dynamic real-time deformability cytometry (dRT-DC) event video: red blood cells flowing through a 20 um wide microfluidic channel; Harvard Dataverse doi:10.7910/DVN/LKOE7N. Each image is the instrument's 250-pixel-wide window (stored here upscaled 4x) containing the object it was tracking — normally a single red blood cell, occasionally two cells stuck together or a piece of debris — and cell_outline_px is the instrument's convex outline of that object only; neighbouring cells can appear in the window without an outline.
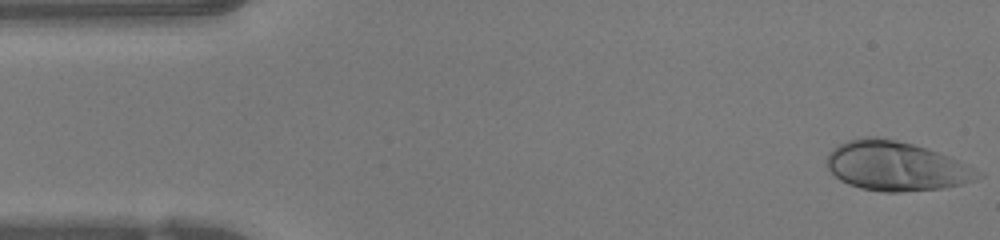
{"species": "human", "species_latin": "Homo sapiens", "temperature_condition": "warm", "stored_images_in_passage": 47, "camera_frame_rate_fps": 3000, "um_per_image_px": 0.085, "donor": {"sex": "female"}, "frame": {"image": 1, "passage_image": 1, "time_ms": 0.0, "image_size_px": [1000, 240], "cell_outline_px": [[984, 176], [976, 180], [944, 188], [900, 192], [884, 192], [860, 188], [848, 184], [840, 180], [828, 168], [828, 152], [836, 144], [848, 140], [864, 136], [876, 136], [896, 140], [912, 144], [936, 152], [956, 160], [984, 172]], "centroid_in_image_um": [76.15, 14.12], "position_along_channel_um": 8.8, "area_um2": 43.35}}
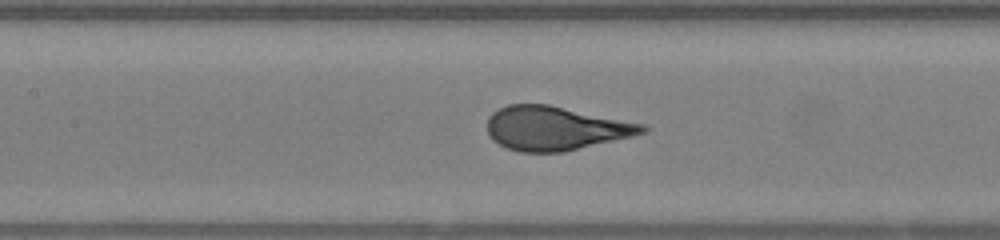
{"frame": {"image": 2, "passage_image": 20, "time_ms": 6.333, "image_size_px": [1000, 240], "cell_outline_px": [[648, 128], [644, 132], [632, 136], [564, 152], [520, 152], [508, 148], [492, 140], [488, 132], [488, 116], [492, 112], [508, 104], [548, 104], [648, 124]], "centroid_in_image_um": [47.23, 10.89], "position_along_channel_um": 160.2, "area_um2": 39.82}}
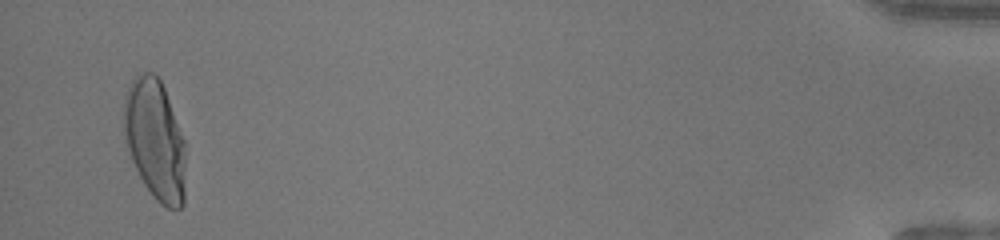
{"frame": {"image": 3, "passage_image": 45, "time_ms": 14.667, "image_size_px": [1000, 240], "cell_outline_px": [[184, 204], [180, 208], [168, 208], [160, 204], [156, 200], [144, 184], [132, 160], [124, 140], [124, 100], [128, 88], [132, 80], [140, 72], [152, 72], [160, 80], [164, 88], [184, 140]], "centroid_in_image_um": [13.16, 11.88], "position_along_channel_um": 422.0, "area_um2": 42.89}, "authors_computed_cell_mechanics": {"area_um2": 40.2866, "velocity_mm_per_s": 4.2515, "shape_relaxation_time_tau1_ms": 4.9602, "shape_relaxation_time_tau2_ms": null, "deformation_change_tau1": 0.2788, "deformation_change_tau2": null}}